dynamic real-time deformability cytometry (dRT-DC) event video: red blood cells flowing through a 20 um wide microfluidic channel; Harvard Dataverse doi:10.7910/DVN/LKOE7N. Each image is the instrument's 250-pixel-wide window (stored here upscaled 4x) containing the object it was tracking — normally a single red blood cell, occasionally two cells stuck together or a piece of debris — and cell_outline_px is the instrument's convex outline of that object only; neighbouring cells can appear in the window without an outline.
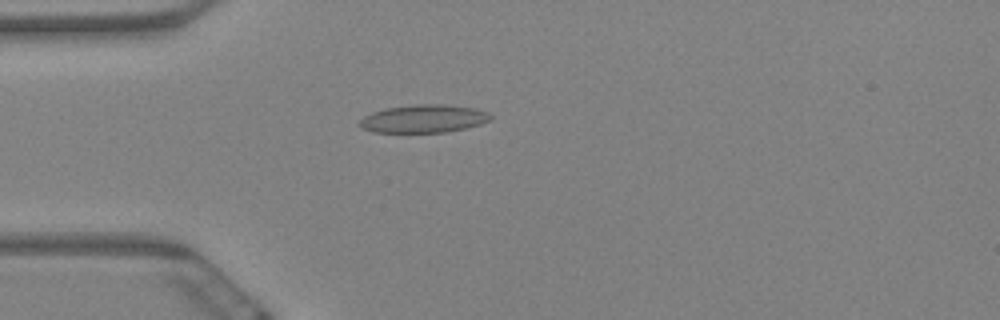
{"species": "Egyptian fruit bat (a non-hibernating species)", "species_latin": "Rousettus aegyptiacus", "temperature_condition": "warm", "stored_images_in_passage": 1, "camera_frame_rate_fps": 3000, "um_per_image_px": 0.085, "animal": {"sex": "female"}, "frame": {"image": 1, "passage_image": 1, "time_ms": 0.0, "image_size_px": [1000, 320], "cell_outline_px": [[492, 120], [480, 124], [448, 132], [372, 132], [360, 128], [356, 124], [364, 116], [372, 112], [384, 108], [412, 104], [444, 104], [476, 108], [488, 112], [492, 116]], "centroid_in_image_um": [35.98, 10.08], "position_along_channel_um": 49.0, "area_um2": 21.68}}